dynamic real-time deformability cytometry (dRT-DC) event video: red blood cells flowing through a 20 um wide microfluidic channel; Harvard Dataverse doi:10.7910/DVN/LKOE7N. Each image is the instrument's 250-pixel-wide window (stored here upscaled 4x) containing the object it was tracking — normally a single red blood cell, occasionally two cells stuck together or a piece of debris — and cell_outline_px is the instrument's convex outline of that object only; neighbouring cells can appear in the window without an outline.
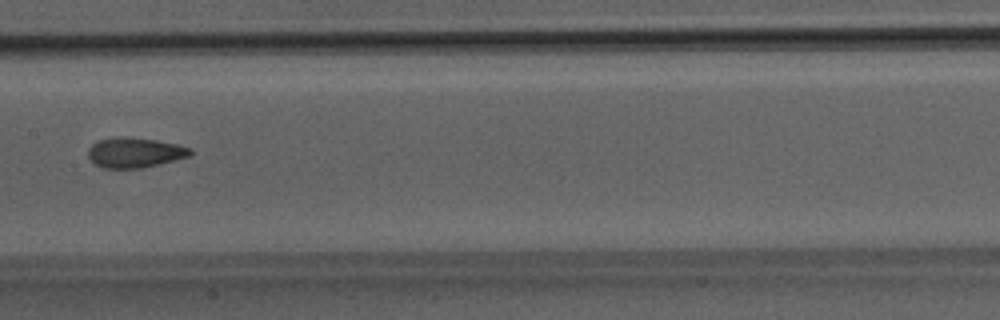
{"species": "Egyptian fruit bat (a non-hibernating species)", "species_latin": "Rousettus aegyptiacus", "temperature_condition": "room temperature", "stored_images_in_passage": 7, "camera_frame_rate_fps": 3000, "um_per_image_px": 0.085, "animal": {"sex": "male"}, "frame": {"image": 1, "passage_image": 7, "time_ms": 7.0, "image_size_px": [1000, 320], "cell_outline_px": [[192, 152], [188, 156], [140, 168], [100, 168], [88, 156], [88, 148], [92, 144], [100, 140], [124, 136], [156, 140], [176, 144], [192, 148]], "centroid_in_image_um": [11.42, 12.96], "position_along_channel_um": 196.0, "area_um2": 17.57}}